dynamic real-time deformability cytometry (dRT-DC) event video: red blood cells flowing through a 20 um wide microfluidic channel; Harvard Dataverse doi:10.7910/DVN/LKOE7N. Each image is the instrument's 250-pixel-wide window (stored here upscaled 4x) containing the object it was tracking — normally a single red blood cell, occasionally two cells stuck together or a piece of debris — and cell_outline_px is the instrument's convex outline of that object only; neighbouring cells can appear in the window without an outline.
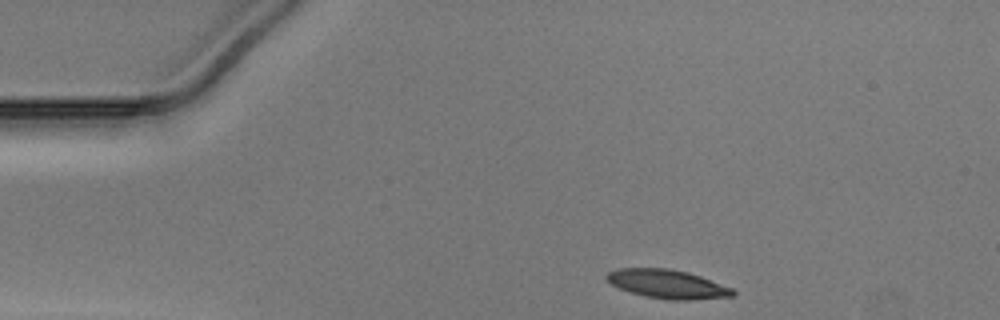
{"species": "Egyptian fruit bat (a non-hibernating species)", "species_latin": "Rousettus aegyptiacus", "temperature_condition": "warm", "stored_images_in_passage": 33, "camera_frame_rate_fps": 3000, "um_per_image_px": 0.085, "animal": {"sex": "male"}, "frame": {"image": 1, "passage_image": 1, "time_ms": 0.0, "image_size_px": [1000, 320], "cell_outline_px": [[736, 296], [692, 300], [668, 300], [644, 296], [620, 288], [604, 280], [604, 276], [608, 272], [616, 268], [668, 268], [688, 272], [700, 276], [732, 288], [736, 292]], "centroid_in_image_um": [56.72, 24.14], "position_along_channel_um": 28.3, "area_um2": 21.33}}
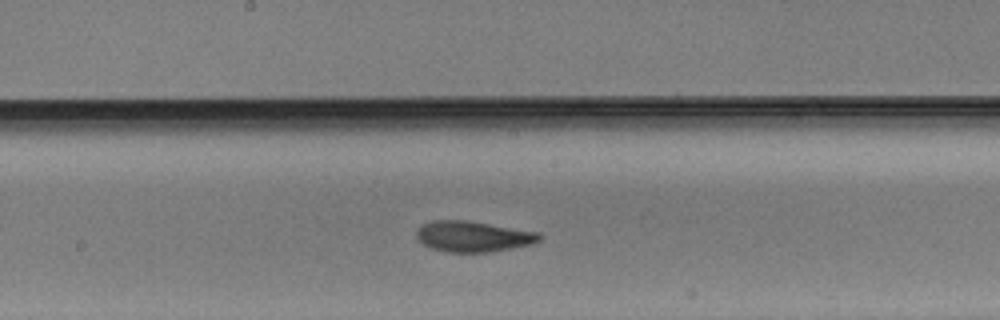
{"frame": {"image": 2, "passage_image": 19, "time_ms": 6.0, "image_size_px": [1000, 320], "cell_outline_px": [[544, 236], [540, 240], [532, 244], [492, 252], [444, 252], [432, 248], [424, 244], [416, 236], [416, 232], [424, 224], [432, 220], [468, 220], [540, 232]], "centroid_in_image_um": [40.27, 20.09], "position_along_channel_um": 207.9, "area_um2": 22.14}}
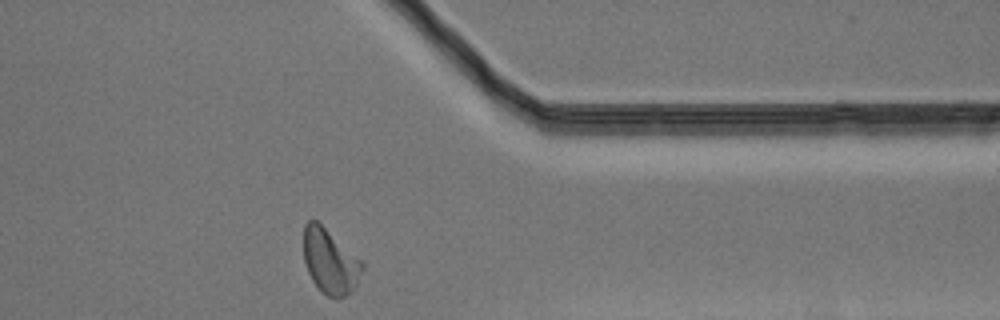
{"frame": {"image": 3, "passage_image": 33, "time_ms": 10.667, "image_size_px": [1000, 320], "cell_outline_px": [[364, 268], [352, 292], [348, 296], [336, 300], [328, 296], [312, 280], [308, 272], [304, 260], [304, 224], [308, 220], [316, 220], [360, 260], [364, 264]], "centroid_in_image_um": [28.05, 22.25], "position_along_channel_um": 383.3, "area_um2": 21.79}}